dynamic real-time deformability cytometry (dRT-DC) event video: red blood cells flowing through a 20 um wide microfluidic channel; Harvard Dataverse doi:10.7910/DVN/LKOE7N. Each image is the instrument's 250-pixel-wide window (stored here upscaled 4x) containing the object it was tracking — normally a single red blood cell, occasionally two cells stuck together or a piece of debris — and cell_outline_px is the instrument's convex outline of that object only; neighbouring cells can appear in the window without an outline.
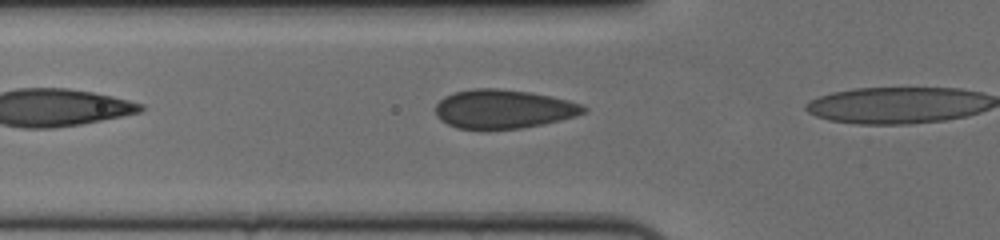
{"species": "human", "species_latin": "Homo sapiens", "temperature_condition": "cold", "stored_images_in_passage": 4, "camera_frame_rate_fps": 3000, "um_per_image_px": 0.085, "donor": {"sex": "female"}, "frame": {"image": 1, "passage_image": 3, "time_ms": 0.667, "image_size_px": [1000, 240], "cell_outline_px": [[588, 108], [584, 112], [576, 116], [560, 120], [520, 128], [484, 132], [456, 128], [440, 120], [436, 116], [436, 104], [444, 96], [456, 92], [472, 88], [496, 88], [528, 92], [552, 96], [568, 100], [580, 104]], "centroid_in_image_um": [42.73, 9.3], "position_along_channel_um": 83.1, "area_um2": 34.1}}